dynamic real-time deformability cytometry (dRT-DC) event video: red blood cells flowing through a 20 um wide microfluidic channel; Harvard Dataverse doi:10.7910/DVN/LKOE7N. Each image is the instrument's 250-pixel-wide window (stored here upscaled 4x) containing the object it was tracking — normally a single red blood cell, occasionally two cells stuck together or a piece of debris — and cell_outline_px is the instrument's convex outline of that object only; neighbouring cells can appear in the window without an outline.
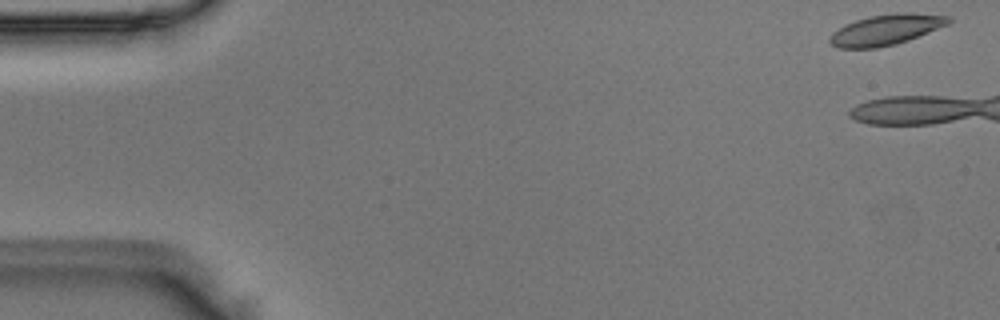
{"species": "Egyptian fruit bat (a non-hibernating species)", "species_latin": "Rousettus aegyptiacus", "temperature_condition": "room temperature", "stored_images_in_passage": 8, "camera_frame_rate_fps": 3000, "um_per_image_px": 0.085, "animal": {"sex": "male"}, "frame": {"image": 1, "passage_image": 1, "time_ms": 0.0, "image_size_px": [1000, 320], "cell_outline_px": [[952, 20], [948, 24], [908, 40], [896, 44], [876, 48], [836, 48], [828, 40], [832, 32], [856, 20], [872, 16], [896, 12], [912, 12], [952, 16]], "centroid_in_image_um": [75.34, 2.52], "position_along_channel_um": 9.7, "area_um2": 21.1}}